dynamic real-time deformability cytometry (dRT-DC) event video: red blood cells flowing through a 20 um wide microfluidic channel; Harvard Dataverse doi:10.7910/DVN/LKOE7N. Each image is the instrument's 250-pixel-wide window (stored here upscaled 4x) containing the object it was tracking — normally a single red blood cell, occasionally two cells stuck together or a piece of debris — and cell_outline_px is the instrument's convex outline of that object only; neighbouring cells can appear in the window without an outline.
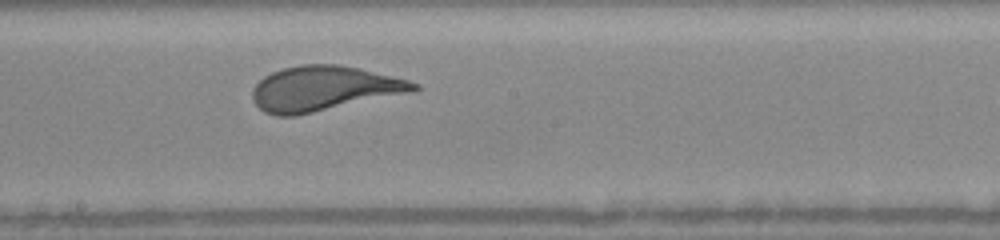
{"species": "human", "species_latin": "Homo sapiens", "temperature_condition": "warm", "stored_images_in_passage": 33, "camera_frame_rate_fps": 3000, "um_per_image_px": 0.085, "donor": {"sex": "female"}, "frame": {"image": 1, "passage_image": 15, "time_ms": 4.0, "image_size_px": [1000, 240], "cell_outline_px": [[420, 88], [416, 92], [296, 116], [276, 116], [264, 112], [252, 100], [252, 88], [264, 76], [280, 68], [300, 64], [340, 64], [360, 68], [408, 80], [420, 84]], "centroid_in_image_um": [27.55, 7.53], "position_along_channel_um": 220.7, "area_um2": 42.83}}